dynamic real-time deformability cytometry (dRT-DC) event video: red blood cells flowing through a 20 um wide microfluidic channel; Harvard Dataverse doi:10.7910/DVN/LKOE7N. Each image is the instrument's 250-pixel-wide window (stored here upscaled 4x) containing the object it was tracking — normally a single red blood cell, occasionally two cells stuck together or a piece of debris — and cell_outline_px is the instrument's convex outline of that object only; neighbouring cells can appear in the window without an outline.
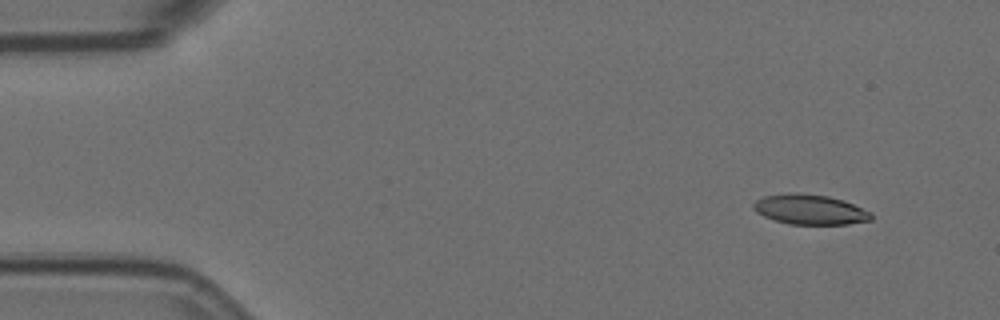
{"species": "Egyptian fruit bat (a non-hibernating species)", "species_latin": "Rousettus aegyptiacus", "temperature_condition": "room temperature", "stored_images_in_passage": 9, "camera_frame_rate_fps": 3000, "um_per_image_px": 0.085, "animal": {"sex": "female"}, "frame": {"image": 1, "passage_image": 2, "time_ms": 0.333, "image_size_px": [1000, 320], "cell_outline_px": [[872, 220], [848, 224], [788, 224], [764, 216], [756, 212], [752, 208], [752, 204], [756, 200], [764, 196], [788, 192], [800, 192], [828, 196], [844, 200], [872, 212]], "centroid_in_image_um": [68.84, 17.79], "position_along_channel_um": 16.2, "area_um2": 20.81}}
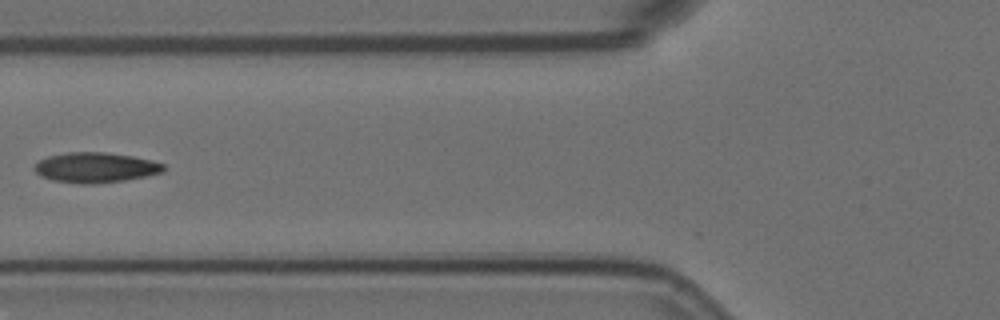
{"frame": {"image": 2, "passage_image": 7, "time_ms": 2.0, "image_size_px": [1000, 320], "cell_outline_px": [[164, 172], [124, 180], [92, 184], [80, 184], [52, 180], [40, 176], [32, 168], [40, 160], [48, 156], [68, 152], [104, 152], [132, 156], [152, 160], [164, 164]], "centroid_in_image_um": [8.1, 14.24], "position_along_channel_um": 117.7, "area_um2": 22.66}}
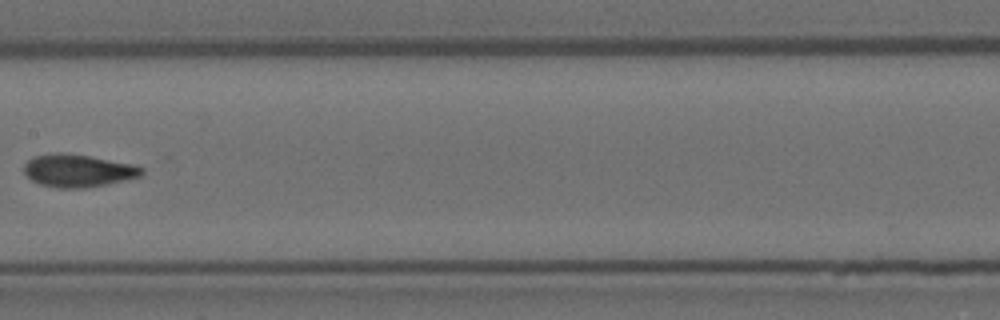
{"frame": {"image": 3, "passage_image": 9, "time_ms": 2.667, "image_size_px": [1000, 320], "cell_outline_px": [[144, 172], [140, 176], [128, 180], [88, 188], [56, 188], [40, 184], [32, 180], [24, 172], [24, 164], [32, 156], [56, 152], [60, 152], [88, 156], [132, 164], [144, 168]], "centroid_in_image_um": [6.63, 14.51], "position_along_channel_um": 200.8, "area_um2": 22.54}}